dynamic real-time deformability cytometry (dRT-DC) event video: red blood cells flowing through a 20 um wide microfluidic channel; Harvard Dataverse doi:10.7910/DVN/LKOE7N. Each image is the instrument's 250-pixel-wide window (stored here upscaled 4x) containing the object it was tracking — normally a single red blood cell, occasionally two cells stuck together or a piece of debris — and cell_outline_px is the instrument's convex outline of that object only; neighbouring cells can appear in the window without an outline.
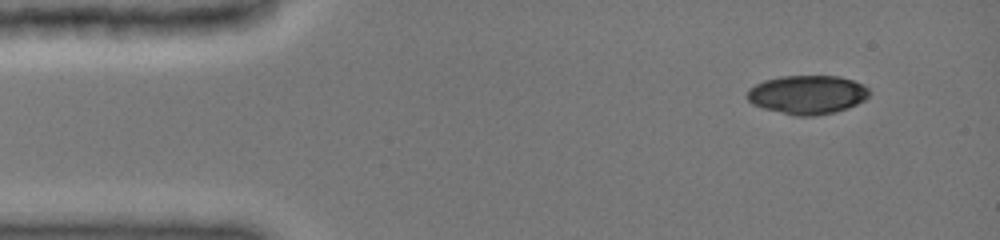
{"species": "common noctule bat (a hibernating species)", "species_latin": "Nyctalus noctula", "temperature_condition": "cold", "stored_images_in_passage": 9, "camera_frame_rate_fps": 3000, "um_per_image_px": 0.085, "animal": {"sex": "female", "body_mass_g": 19.0, "forearm_length_mm": 51.5}, "frame": {"image": 1, "passage_image": 1, "time_ms": 0.0, "image_size_px": [1000, 240], "cell_outline_px": [[868, 96], [864, 100], [856, 104], [836, 112], [812, 116], [796, 116], [764, 108], [752, 104], [748, 100], [748, 88], [764, 80], [780, 76], [840, 76], [864, 84], [868, 88]], "centroid_in_image_um": [68.62, 8.04], "position_along_channel_um": 16.4, "area_um2": 27.51}}
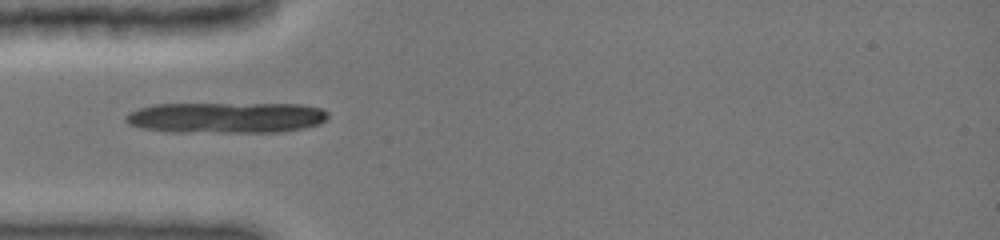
{"frame": {"image": 2, "passage_image": 6, "time_ms": 3.333, "image_size_px": [1000, 240], "cell_outline_px": [[328, 116], [320, 124], [280, 132], [172, 132], [140, 128], [128, 124], [124, 120], [124, 116], [128, 112], [140, 108], [156, 104], [300, 104], [320, 108], [328, 112]], "centroid_in_image_um": [19.18, 10.0], "position_along_channel_um": 65.8, "area_um2": 36.47}}
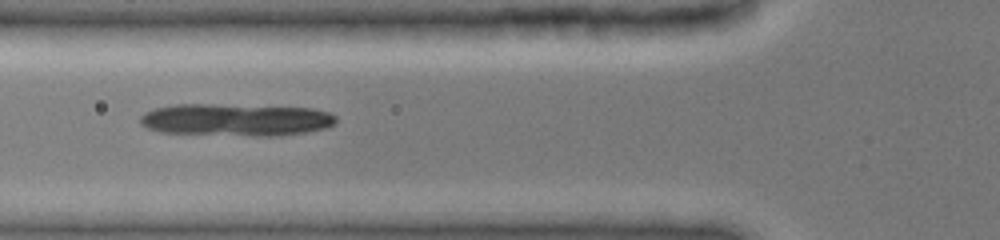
{"frame": {"image": 3, "passage_image": 8, "time_ms": 4.333, "image_size_px": [1000, 240], "cell_outline_px": [[336, 124], [328, 128], [308, 132], [280, 136], [252, 136], [160, 132], [148, 128], [140, 124], [140, 116], [144, 112], [156, 108], [176, 104], [212, 104], [312, 108], [332, 112], [336, 116]], "centroid_in_image_um": [20.11, 10.19], "position_along_channel_um": 105.7, "area_um2": 37.34}}